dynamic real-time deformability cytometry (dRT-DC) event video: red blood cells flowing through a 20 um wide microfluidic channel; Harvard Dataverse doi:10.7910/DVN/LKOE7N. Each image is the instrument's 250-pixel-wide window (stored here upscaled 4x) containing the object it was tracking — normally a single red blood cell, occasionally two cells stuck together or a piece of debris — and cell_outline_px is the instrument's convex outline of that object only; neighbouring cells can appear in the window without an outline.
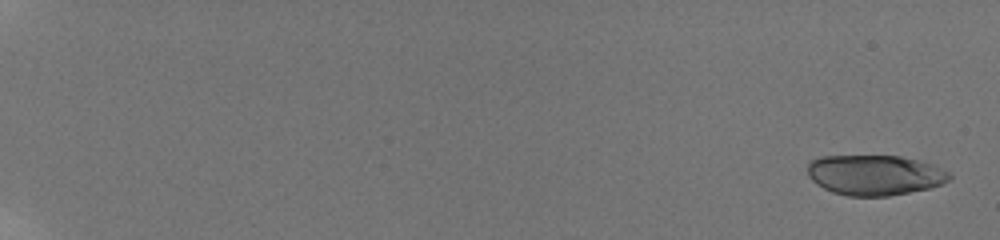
{"species": "human", "species_latin": "Homo sapiens", "temperature_condition": "room temperature", "stored_images_in_passage": 35, "camera_frame_rate_fps": 3000, "um_per_image_px": 0.085, "donor": {"sex": "male"}, "frame": {"image": 1, "passage_image": 1, "time_ms": 0.0, "image_size_px": [1000, 240], "cell_outline_px": [[952, 176], [944, 184], [928, 188], [888, 196], [848, 196], [832, 192], [816, 184], [808, 176], [808, 164], [812, 160], [820, 156], [900, 156], [920, 160], [932, 164], [952, 172]], "centroid_in_image_um": [74.38, 14.87], "position_along_channel_um": 10.6, "area_um2": 33.47}}
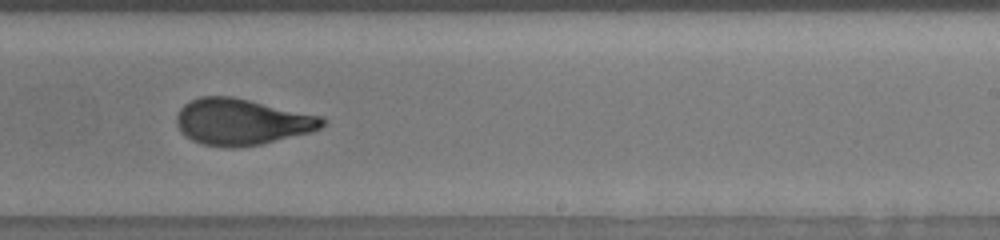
{"frame": {"image": 2, "passage_image": 26, "time_ms": 13.0, "image_size_px": [1000, 240], "cell_outline_px": [[328, 120], [320, 128], [312, 132], [260, 144], [236, 148], [228, 148], [204, 144], [192, 140], [184, 136], [180, 132], [176, 124], [176, 116], [180, 108], [184, 104], [200, 96], [232, 96], [324, 116]], "centroid_in_image_um": [20.56, 10.35], "position_along_channel_um": 268.4, "area_um2": 39.65}}
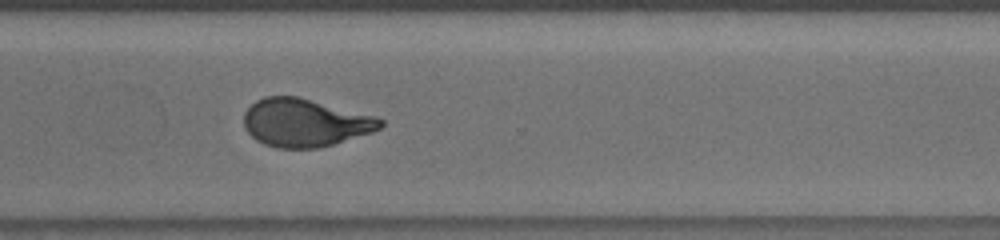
{"frame": {"image": 3, "passage_image": 29, "time_ms": 15.0, "image_size_px": [1000, 240], "cell_outline_px": [[384, 124], [380, 128], [372, 132], [332, 144], [316, 148], [276, 148], [264, 144], [256, 140], [244, 128], [244, 112], [256, 100], [264, 96], [296, 96], [376, 116], [384, 120]], "centroid_in_image_um": [25.9, 10.43], "position_along_channel_um": 344.7, "area_um2": 38.03}, "authors_computed_cell_mechanics": {"area_um2": 36.3562, "velocity_mm_per_s": 3.8171, "shape_relaxation_time_tau1_ms": 6.6303, "shape_relaxation_time_tau2_ms": 0.8916, "deformation_change_tau1": 0.2289, "deformation_change_tau2": 0.0661}}